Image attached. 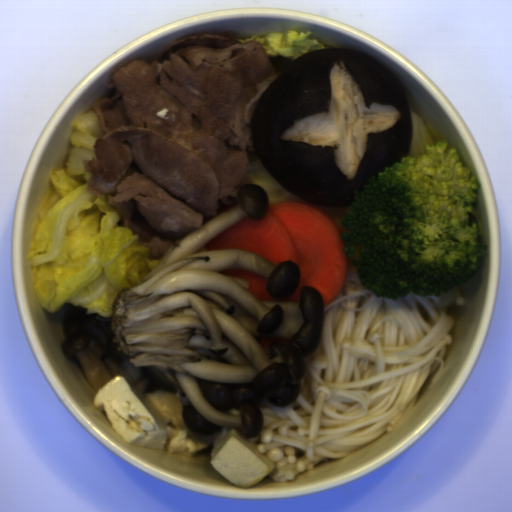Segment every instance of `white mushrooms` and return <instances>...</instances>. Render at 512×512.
Masks as SVG:
<instances>
[{
	"label": "white mushrooms",
	"instance_id": "1e6be865",
	"mask_svg": "<svg viewBox=\"0 0 512 512\" xmlns=\"http://www.w3.org/2000/svg\"><path fill=\"white\" fill-rule=\"evenodd\" d=\"M236 202L169 247L141 284L116 296L110 317L66 302L60 326L64 356L76 358L96 393L123 375L141 396L176 394L193 433L239 428L250 439L264 427L258 407L265 400L282 408L299 397L304 357L321 342L325 303L303 285L298 302H264L247 279L220 273H257L275 300L293 295L301 280L291 260L276 266L252 251H207L241 220L262 221L270 207L253 184L237 190Z\"/></svg>",
	"mask_w": 512,
	"mask_h": 512
}]
</instances>
